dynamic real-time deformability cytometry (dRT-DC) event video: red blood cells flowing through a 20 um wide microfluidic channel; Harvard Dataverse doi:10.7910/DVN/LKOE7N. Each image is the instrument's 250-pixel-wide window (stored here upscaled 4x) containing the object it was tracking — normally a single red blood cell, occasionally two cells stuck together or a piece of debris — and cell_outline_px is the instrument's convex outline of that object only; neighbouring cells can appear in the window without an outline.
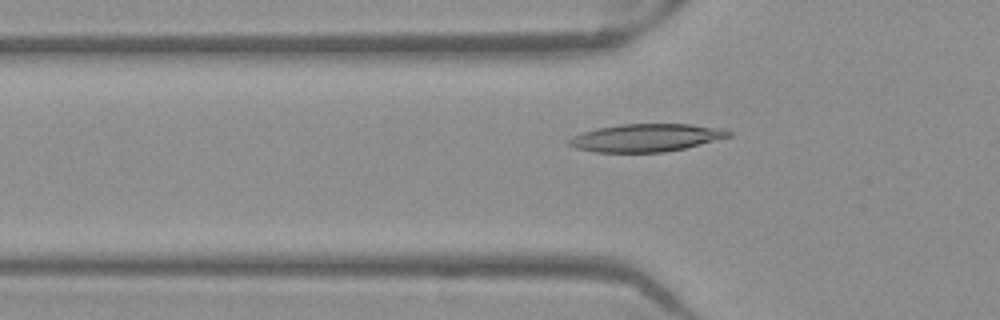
{"species": "Egyptian fruit bat (a non-hibernating species)", "species_latin": "Rousettus aegyptiacus", "temperature_condition": "warm", "stored_images_in_passage": 51, "camera_frame_rate_fps": 3000, "um_per_image_px": 0.085, "frame": {"image": 1, "passage_image": 17, "time_ms": 5.333, "image_size_px": [1000, 320], "cell_outline_px": [[732, 136], [684, 148], [664, 152], [596, 152], [576, 148], [564, 144], [564, 140], [572, 136], [596, 128], [620, 124], [692, 124], [724, 128], [732, 132]], "centroid_in_image_um": [54.88, 11.7], "position_along_channel_um": 70.9, "area_um2": 26.07}}
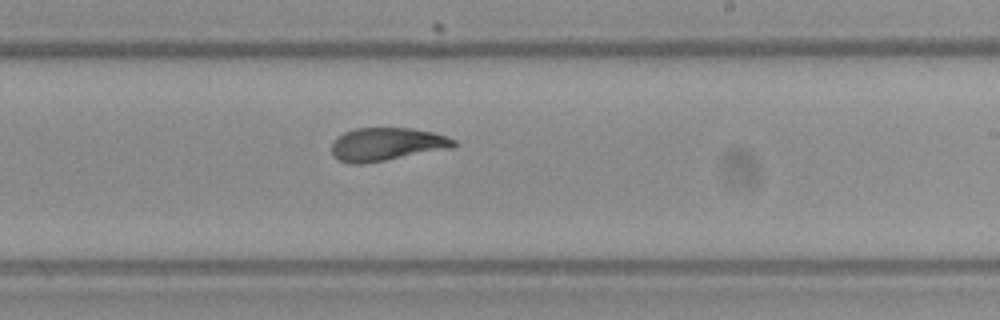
{"frame": {"image": 2, "passage_image": 31, "time_ms": 10.0, "image_size_px": [1000, 320], "cell_outline_px": [[456, 144], [452, 148], [364, 164], [348, 164], [332, 156], [332, 140], [336, 136], [344, 132], [356, 128], [412, 128], [436, 132], [456, 140]], "centroid_in_image_um": [32.85, 12.26], "position_along_channel_um": 256.2, "area_um2": 23.87}}
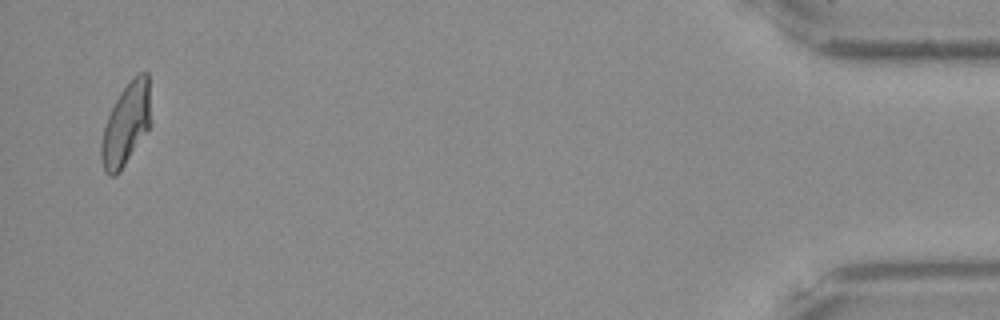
{"frame": {"image": 3, "passage_image": 50, "time_ms": 16.333, "image_size_px": [1000, 320], "cell_outline_px": [[152, 124], [116, 176], [108, 176], [104, 172], [100, 156], [100, 148], [104, 124], [120, 92], [132, 76], [140, 72], [148, 72], [152, 120]], "centroid_in_image_um": [10.73, 10.53], "position_along_channel_um": 424.5, "area_um2": 24.04}, "authors_computed_cell_mechanics": {"area_um2": 24.1604, "velocity_mm_per_s": 3.962, "shape_relaxation_time_tau1_ms": 8.2765, "shape_relaxation_time_tau2_ms": 2.1104, "deformation_change_tau1": 0.2358, "deformation_change_tau2": 0.0869}}